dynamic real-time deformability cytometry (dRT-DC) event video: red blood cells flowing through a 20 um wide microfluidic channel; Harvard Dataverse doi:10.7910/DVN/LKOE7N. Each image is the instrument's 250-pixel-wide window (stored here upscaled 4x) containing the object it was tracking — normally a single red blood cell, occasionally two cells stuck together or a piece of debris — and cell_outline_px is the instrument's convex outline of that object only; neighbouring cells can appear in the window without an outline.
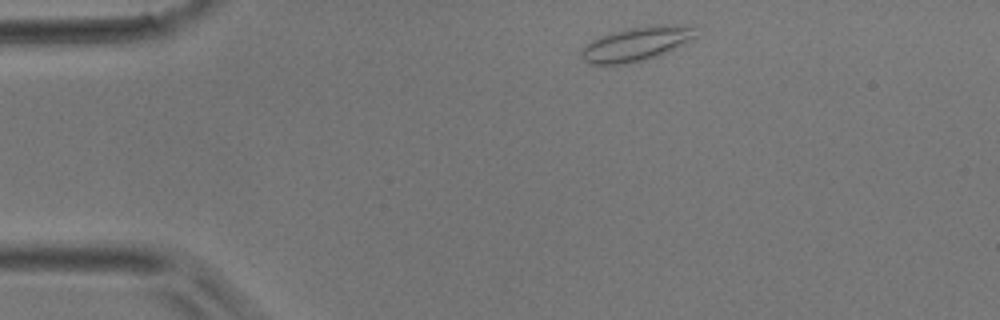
{"species": "common noctule bat (a hibernating species)", "species_latin": "Nyctalus noctula", "temperature_condition": "room temperature", "stored_images_in_passage": 3, "camera_frame_rate_fps": 3000, "um_per_image_px": 0.085, "animal": {"sex": "male", "body_mass_g": 17.9}, "frame": {"image": 1, "passage_image": 1, "time_ms": 0.0, "image_size_px": [1000, 320], "cell_outline_px": [[696, 36], [660, 56], [644, 60], [624, 64], [588, 64], [580, 56], [580, 52], [592, 40], [608, 32], [628, 28], [656, 24], [684, 24], [692, 28]], "centroid_in_image_um": [54.06, 3.72], "position_along_channel_um": 30.9, "area_um2": 22.72}}